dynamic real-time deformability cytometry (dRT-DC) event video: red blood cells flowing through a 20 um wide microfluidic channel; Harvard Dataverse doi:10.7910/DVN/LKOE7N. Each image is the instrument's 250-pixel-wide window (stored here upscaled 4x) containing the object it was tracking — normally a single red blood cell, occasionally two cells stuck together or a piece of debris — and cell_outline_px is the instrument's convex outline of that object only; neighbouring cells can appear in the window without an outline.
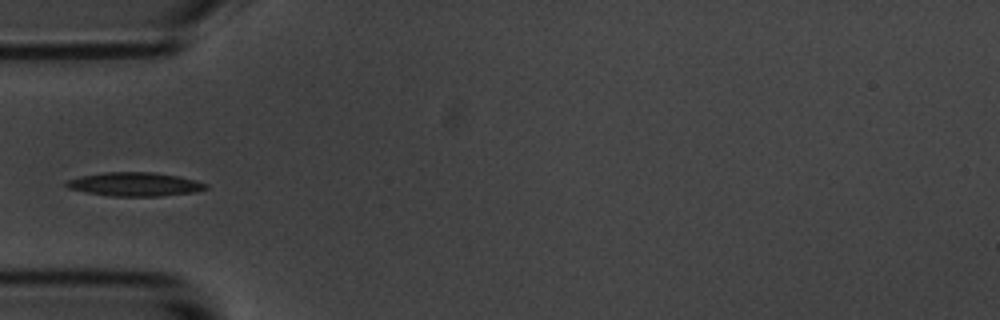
{"species": "common noctule bat (a hibernating species)", "species_latin": "Nyctalus noctula", "temperature_condition": "room temperature", "stored_images_in_passage": 5, "camera_frame_rate_fps": 3000, "um_per_image_px": 0.085, "animal": {"sex": "male", "body_mass_g": 20.1, "forearm_length_mm": 53.5}, "frame": {"image": 1, "passage_image": 5, "time_ms": 5.333, "image_size_px": [1000, 320], "cell_outline_px": [[208, 188], [196, 192], [160, 196], [112, 196], [88, 192], [68, 188], [64, 184], [68, 180], [84, 176], [104, 172], [152, 172], [176, 176], [196, 180], [208, 184]], "centroid_in_image_um": [11.51, 15.66], "position_along_channel_um": 73.5, "area_um2": 19.07}}